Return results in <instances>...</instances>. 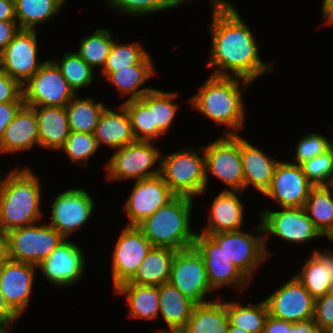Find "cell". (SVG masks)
Segmentation results:
<instances>
[{"label": "cell", "mask_w": 333, "mask_h": 333, "mask_svg": "<svg viewBox=\"0 0 333 333\" xmlns=\"http://www.w3.org/2000/svg\"><path fill=\"white\" fill-rule=\"evenodd\" d=\"M16 20L15 0H0V21Z\"/></svg>", "instance_id": "db71d44e"}, {"label": "cell", "mask_w": 333, "mask_h": 333, "mask_svg": "<svg viewBox=\"0 0 333 333\" xmlns=\"http://www.w3.org/2000/svg\"><path fill=\"white\" fill-rule=\"evenodd\" d=\"M171 9H176L178 6L193 0H165ZM212 9L217 8L224 0H210Z\"/></svg>", "instance_id": "6f0895ef"}, {"label": "cell", "mask_w": 333, "mask_h": 333, "mask_svg": "<svg viewBox=\"0 0 333 333\" xmlns=\"http://www.w3.org/2000/svg\"><path fill=\"white\" fill-rule=\"evenodd\" d=\"M258 216L263 227L264 246L268 258L271 256L267 247L270 235L297 245L323 236L307 215L304 207L281 208V210L265 207L258 212Z\"/></svg>", "instance_id": "30bf717a"}, {"label": "cell", "mask_w": 333, "mask_h": 333, "mask_svg": "<svg viewBox=\"0 0 333 333\" xmlns=\"http://www.w3.org/2000/svg\"><path fill=\"white\" fill-rule=\"evenodd\" d=\"M168 282L195 305L209 302L208 296H213L212 300L219 298L210 286L204 260L194 246L175 253Z\"/></svg>", "instance_id": "8fae6325"}, {"label": "cell", "mask_w": 333, "mask_h": 333, "mask_svg": "<svg viewBox=\"0 0 333 333\" xmlns=\"http://www.w3.org/2000/svg\"><path fill=\"white\" fill-rule=\"evenodd\" d=\"M250 81L237 77L209 75L188 102L215 125L226 127L224 135H237L244 128L246 107L245 91L252 87ZM247 88V89H246Z\"/></svg>", "instance_id": "7a4b0ae2"}, {"label": "cell", "mask_w": 333, "mask_h": 333, "mask_svg": "<svg viewBox=\"0 0 333 333\" xmlns=\"http://www.w3.org/2000/svg\"><path fill=\"white\" fill-rule=\"evenodd\" d=\"M10 260L38 265L66 238L48 223L32 224L7 233Z\"/></svg>", "instance_id": "9c48e42d"}, {"label": "cell", "mask_w": 333, "mask_h": 333, "mask_svg": "<svg viewBox=\"0 0 333 333\" xmlns=\"http://www.w3.org/2000/svg\"><path fill=\"white\" fill-rule=\"evenodd\" d=\"M229 324L248 333H263L269 310L264 299L256 304L244 305L237 301H227Z\"/></svg>", "instance_id": "8d00e7d4"}, {"label": "cell", "mask_w": 333, "mask_h": 333, "mask_svg": "<svg viewBox=\"0 0 333 333\" xmlns=\"http://www.w3.org/2000/svg\"><path fill=\"white\" fill-rule=\"evenodd\" d=\"M152 60V56L148 54L140 63L114 71L104 80L114 86L122 98L128 95L125 101L140 99L154 89L149 86L142 87L157 73Z\"/></svg>", "instance_id": "83f0119b"}, {"label": "cell", "mask_w": 333, "mask_h": 333, "mask_svg": "<svg viewBox=\"0 0 333 333\" xmlns=\"http://www.w3.org/2000/svg\"><path fill=\"white\" fill-rule=\"evenodd\" d=\"M24 102L22 85L11 76L0 70V103Z\"/></svg>", "instance_id": "7dc6e473"}, {"label": "cell", "mask_w": 333, "mask_h": 333, "mask_svg": "<svg viewBox=\"0 0 333 333\" xmlns=\"http://www.w3.org/2000/svg\"><path fill=\"white\" fill-rule=\"evenodd\" d=\"M313 187L301 165L280 160L275 167L271 184L263 195L281 208H301Z\"/></svg>", "instance_id": "ffe728a7"}, {"label": "cell", "mask_w": 333, "mask_h": 333, "mask_svg": "<svg viewBox=\"0 0 333 333\" xmlns=\"http://www.w3.org/2000/svg\"><path fill=\"white\" fill-rule=\"evenodd\" d=\"M304 174L314 187L331 186L333 181V148L301 164Z\"/></svg>", "instance_id": "7bdbcfd3"}, {"label": "cell", "mask_w": 333, "mask_h": 333, "mask_svg": "<svg viewBox=\"0 0 333 333\" xmlns=\"http://www.w3.org/2000/svg\"><path fill=\"white\" fill-rule=\"evenodd\" d=\"M82 247L66 239L37 267L46 281L58 287L77 284L85 273L86 257Z\"/></svg>", "instance_id": "ac0fdd59"}, {"label": "cell", "mask_w": 333, "mask_h": 333, "mask_svg": "<svg viewBox=\"0 0 333 333\" xmlns=\"http://www.w3.org/2000/svg\"><path fill=\"white\" fill-rule=\"evenodd\" d=\"M115 294L124 295L128 306V318L153 321L159 314V292L157 285L123 283L114 289Z\"/></svg>", "instance_id": "f546056e"}, {"label": "cell", "mask_w": 333, "mask_h": 333, "mask_svg": "<svg viewBox=\"0 0 333 333\" xmlns=\"http://www.w3.org/2000/svg\"><path fill=\"white\" fill-rule=\"evenodd\" d=\"M94 134L71 131L64 145L59 149L68 157L71 163L87 168L90 158L99 150Z\"/></svg>", "instance_id": "60d3db41"}, {"label": "cell", "mask_w": 333, "mask_h": 333, "mask_svg": "<svg viewBox=\"0 0 333 333\" xmlns=\"http://www.w3.org/2000/svg\"><path fill=\"white\" fill-rule=\"evenodd\" d=\"M152 247V244L137 226L123 228L112 249L113 290L134 277Z\"/></svg>", "instance_id": "5bb4252c"}, {"label": "cell", "mask_w": 333, "mask_h": 333, "mask_svg": "<svg viewBox=\"0 0 333 333\" xmlns=\"http://www.w3.org/2000/svg\"><path fill=\"white\" fill-rule=\"evenodd\" d=\"M13 327L14 326L0 324V333H13Z\"/></svg>", "instance_id": "91938a15"}, {"label": "cell", "mask_w": 333, "mask_h": 333, "mask_svg": "<svg viewBox=\"0 0 333 333\" xmlns=\"http://www.w3.org/2000/svg\"><path fill=\"white\" fill-rule=\"evenodd\" d=\"M36 146L39 147L37 115L32 107L23 105L0 139V153L13 155Z\"/></svg>", "instance_id": "cb8c5ba5"}, {"label": "cell", "mask_w": 333, "mask_h": 333, "mask_svg": "<svg viewBox=\"0 0 333 333\" xmlns=\"http://www.w3.org/2000/svg\"><path fill=\"white\" fill-rule=\"evenodd\" d=\"M264 300L269 315L280 320L295 323L312 319L314 316L315 298L294 274Z\"/></svg>", "instance_id": "d6986e66"}, {"label": "cell", "mask_w": 333, "mask_h": 333, "mask_svg": "<svg viewBox=\"0 0 333 333\" xmlns=\"http://www.w3.org/2000/svg\"><path fill=\"white\" fill-rule=\"evenodd\" d=\"M240 155L244 172V192L252 187L261 195L264 194L271 184L275 167L280 160L266 154L263 149L257 148L242 135Z\"/></svg>", "instance_id": "603a6c76"}, {"label": "cell", "mask_w": 333, "mask_h": 333, "mask_svg": "<svg viewBox=\"0 0 333 333\" xmlns=\"http://www.w3.org/2000/svg\"><path fill=\"white\" fill-rule=\"evenodd\" d=\"M211 11L212 21L208 25L211 47L206 63L212 71L210 75L237 77L254 83L275 70L272 63L261 59L258 38L253 35L237 6L224 0Z\"/></svg>", "instance_id": "6da1fadb"}, {"label": "cell", "mask_w": 333, "mask_h": 333, "mask_svg": "<svg viewBox=\"0 0 333 333\" xmlns=\"http://www.w3.org/2000/svg\"><path fill=\"white\" fill-rule=\"evenodd\" d=\"M37 265L8 259L0 266V291L9 307L23 316L34 292Z\"/></svg>", "instance_id": "44dd1931"}, {"label": "cell", "mask_w": 333, "mask_h": 333, "mask_svg": "<svg viewBox=\"0 0 333 333\" xmlns=\"http://www.w3.org/2000/svg\"><path fill=\"white\" fill-rule=\"evenodd\" d=\"M133 185L123 205L129 220L126 226H138L176 196L160 174L135 181Z\"/></svg>", "instance_id": "e0dca14e"}, {"label": "cell", "mask_w": 333, "mask_h": 333, "mask_svg": "<svg viewBox=\"0 0 333 333\" xmlns=\"http://www.w3.org/2000/svg\"><path fill=\"white\" fill-rule=\"evenodd\" d=\"M117 109L106 107L93 133L99 147L105 145L113 151L136 141L127 110L122 104Z\"/></svg>", "instance_id": "484cf974"}, {"label": "cell", "mask_w": 333, "mask_h": 333, "mask_svg": "<svg viewBox=\"0 0 333 333\" xmlns=\"http://www.w3.org/2000/svg\"><path fill=\"white\" fill-rule=\"evenodd\" d=\"M304 209L323 237L333 231V188L318 186L310 190Z\"/></svg>", "instance_id": "d590c367"}, {"label": "cell", "mask_w": 333, "mask_h": 333, "mask_svg": "<svg viewBox=\"0 0 333 333\" xmlns=\"http://www.w3.org/2000/svg\"><path fill=\"white\" fill-rule=\"evenodd\" d=\"M20 317L9 307L0 291V324L12 326Z\"/></svg>", "instance_id": "816d5d0a"}, {"label": "cell", "mask_w": 333, "mask_h": 333, "mask_svg": "<svg viewBox=\"0 0 333 333\" xmlns=\"http://www.w3.org/2000/svg\"><path fill=\"white\" fill-rule=\"evenodd\" d=\"M159 314L166 327L158 329V333H179L190 319L195 304L169 282L158 285Z\"/></svg>", "instance_id": "4316f807"}, {"label": "cell", "mask_w": 333, "mask_h": 333, "mask_svg": "<svg viewBox=\"0 0 333 333\" xmlns=\"http://www.w3.org/2000/svg\"><path fill=\"white\" fill-rule=\"evenodd\" d=\"M203 146L205 154L206 190L209 186V175L216 177L227 188L221 190L243 191L244 172L240 155V134H222L212 143Z\"/></svg>", "instance_id": "ba28073f"}, {"label": "cell", "mask_w": 333, "mask_h": 333, "mask_svg": "<svg viewBox=\"0 0 333 333\" xmlns=\"http://www.w3.org/2000/svg\"><path fill=\"white\" fill-rule=\"evenodd\" d=\"M332 147L329 138L321 133H307L298 141L295 147V157L292 161L294 164L301 165L311 158L321 155Z\"/></svg>", "instance_id": "f6af8a7d"}, {"label": "cell", "mask_w": 333, "mask_h": 333, "mask_svg": "<svg viewBox=\"0 0 333 333\" xmlns=\"http://www.w3.org/2000/svg\"><path fill=\"white\" fill-rule=\"evenodd\" d=\"M288 333H323V332L321 331L320 327L315 322V320L312 318L306 321L293 323Z\"/></svg>", "instance_id": "f5cc1de1"}, {"label": "cell", "mask_w": 333, "mask_h": 333, "mask_svg": "<svg viewBox=\"0 0 333 333\" xmlns=\"http://www.w3.org/2000/svg\"><path fill=\"white\" fill-rule=\"evenodd\" d=\"M85 188L74 187L59 192L50 203V226L69 239L87 224L95 212V198Z\"/></svg>", "instance_id": "4fadbf2b"}, {"label": "cell", "mask_w": 333, "mask_h": 333, "mask_svg": "<svg viewBox=\"0 0 333 333\" xmlns=\"http://www.w3.org/2000/svg\"><path fill=\"white\" fill-rule=\"evenodd\" d=\"M67 0H15V15L21 30H37L59 14ZM37 26V27H36Z\"/></svg>", "instance_id": "836d02e7"}, {"label": "cell", "mask_w": 333, "mask_h": 333, "mask_svg": "<svg viewBox=\"0 0 333 333\" xmlns=\"http://www.w3.org/2000/svg\"><path fill=\"white\" fill-rule=\"evenodd\" d=\"M104 2L116 13L134 18L171 9L165 0H105Z\"/></svg>", "instance_id": "ee69618b"}, {"label": "cell", "mask_w": 333, "mask_h": 333, "mask_svg": "<svg viewBox=\"0 0 333 333\" xmlns=\"http://www.w3.org/2000/svg\"><path fill=\"white\" fill-rule=\"evenodd\" d=\"M194 202L188 196H175L137 227L153 247H168L176 251L190 248L198 233L190 225Z\"/></svg>", "instance_id": "277c9868"}, {"label": "cell", "mask_w": 333, "mask_h": 333, "mask_svg": "<svg viewBox=\"0 0 333 333\" xmlns=\"http://www.w3.org/2000/svg\"><path fill=\"white\" fill-rule=\"evenodd\" d=\"M0 170V229L3 232L40 223L42 183L28 167L13 168L3 178Z\"/></svg>", "instance_id": "3957f363"}, {"label": "cell", "mask_w": 333, "mask_h": 333, "mask_svg": "<svg viewBox=\"0 0 333 333\" xmlns=\"http://www.w3.org/2000/svg\"><path fill=\"white\" fill-rule=\"evenodd\" d=\"M295 274L315 298L333 291V250H313Z\"/></svg>", "instance_id": "d4e9b609"}, {"label": "cell", "mask_w": 333, "mask_h": 333, "mask_svg": "<svg viewBox=\"0 0 333 333\" xmlns=\"http://www.w3.org/2000/svg\"><path fill=\"white\" fill-rule=\"evenodd\" d=\"M332 0H322L321 11L331 2Z\"/></svg>", "instance_id": "94428289"}, {"label": "cell", "mask_w": 333, "mask_h": 333, "mask_svg": "<svg viewBox=\"0 0 333 333\" xmlns=\"http://www.w3.org/2000/svg\"><path fill=\"white\" fill-rule=\"evenodd\" d=\"M60 69L69 87L78 94L84 87L95 81V70L90 67L75 51L66 52L61 59L50 58Z\"/></svg>", "instance_id": "f35d334b"}, {"label": "cell", "mask_w": 333, "mask_h": 333, "mask_svg": "<svg viewBox=\"0 0 333 333\" xmlns=\"http://www.w3.org/2000/svg\"><path fill=\"white\" fill-rule=\"evenodd\" d=\"M228 326L227 302L219 297L195 305L190 319L179 333H227Z\"/></svg>", "instance_id": "4dcf8cb0"}, {"label": "cell", "mask_w": 333, "mask_h": 333, "mask_svg": "<svg viewBox=\"0 0 333 333\" xmlns=\"http://www.w3.org/2000/svg\"><path fill=\"white\" fill-rule=\"evenodd\" d=\"M313 319L322 332L333 326V291L315 299Z\"/></svg>", "instance_id": "bcb514c9"}, {"label": "cell", "mask_w": 333, "mask_h": 333, "mask_svg": "<svg viewBox=\"0 0 333 333\" xmlns=\"http://www.w3.org/2000/svg\"><path fill=\"white\" fill-rule=\"evenodd\" d=\"M9 259L8 240L6 232L0 229V266Z\"/></svg>", "instance_id": "11a10c76"}, {"label": "cell", "mask_w": 333, "mask_h": 333, "mask_svg": "<svg viewBox=\"0 0 333 333\" xmlns=\"http://www.w3.org/2000/svg\"><path fill=\"white\" fill-rule=\"evenodd\" d=\"M242 194L243 191L221 190L212 200L207 214V224L200 232L222 233L241 230L245 220Z\"/></svg>", "instance_id": "7402d4cb"}, {"label": "cell", "mask_w": 333, "mask_h": 333, "mask_svg": "<svg viewBox=\"0 0 333 333\" xmlns=\"http://www.w3.org/2000/svg\"><path fill=\"white\" fill-rule=\"evenodd\" d=\"M256 226L251 232H245L242 228L230 232L204 233L221 248L227 258L250 282L259 266L268 259L261 222L259 221Z\"/></svg>", "instance_id": "52a82bcc"}, {"label": "cell", "mask_w": 333, "mask_h": 333, "mask_svg": "<svg viewBox=\"0 0 333 333\" xmlns=\"http://www.w3.org/2000/svg\"><path fill=\"white\" fill-rule=\"evenodd\" d=\"M127 110L136 140L153 141L152 111L140 100L122 101Z\"/></svg>", "instance_id": "b9f144b4"}, {"label": "cell", "mask_w": 333, "mask_h": 333, "mask_svg": "<svg viewBox=\"0 0 333 333\" xmlns=\"http://www.w3.org/2000/svg\"><path fill=\"white\" fill-rule=\"evenodd\" d=\"M146 48L142 44L135 43H119L114 40L107 61L103 69L99 72L102 78L105 79L110 73L118 71L123 68H129V66L140 63L148 54Z\"/></svg>", "instance_id": "ab89813d"}, {"label": "cell", "mask_w": 333, "mask_h": 333, "mask_svg": "<svg viewBox=\"0 0 333 333\" xmlns=\"http://www.w3.org/2000/svg\"><path fill=\"white\" fill-rule=\"evenodd\" d=\"M176 252L168 247H152L134 277L126 283L157 286L167 283Z\"/></svg>", "instance_id": "d6a6232c"}, {"label": "cell", "mask_w": 333, "mask_h": 333, "mask_svg": "<svg viewBox=\"0 0 333 333\" xmlns=\"http://www.w3.org/2000/svg\"><path fill=\"white\" fill-rule=\"evenodd\" d=\"M76 94L65 107L70 131L93 134L101 113L107 107L92 97H78Z\"/></svg>", "instance_id": "e575fe53"}, {"label": "cell", "mask_w": 333, "mask_h": 333, "mask_svg": "<svg viewBox=\"0 0 333 333\" xmlns=\"http://www.w3.org/2000/svg\"><path fill=\"white\" fill-rule=\"evenodd\" d=\"M193 246L204 260L207 277L214 292L223 287L236 289L239 293L245 292L244 289L251 282L207 234L197 233Z\"/></svg>", "instance_id": "2e32d148"}, {"label": "cell", "mask_w": 333, "mask_h": 333, "mask_svg": "<svg viewBox=\"0 0 333 333\" xmlns=\"http://www.w3.org/2000/svg\"><path fill=\"white\" fill-rule=\"evenodd\" d=\"M161 154L155 141L136 140L114 150L104 165L105 178L121 182L157 176L160 174Z\"/></svg>", "instance_id": "8992f818"}, {"label": "cell", "mask_w": 333, "mask_h": 333, "mask_svg": "<svg viewBox=\"0 0 333 333\" xmlns=\"http://www.w3.org/2000/svg\"><path fill=\"white\" fill-rule=\"evenodd\" d=\"M323 333H333V326L329 327L328 329L324 330Z\"/></svg>", "instance_id": "6125c7cd"}, {"label": "cell", "mask_w": 333, "mask_h": 333, "mask_svg": "<svg viewBox=\"0 0 333 333\" xmlns=\"http://www.w3.org/2000/svg\"><path fill=\"white\" fill-rule=\"evenodd\" d=\"M331 144H332V148H333V129H332V141H331Z\"/></svg>", "instance_id": "e7e4bbea"}, {"label": "cell", "mask_w": 333, "mask_h": 333, "mask_svg": "<svg viewBox=\"0 0 333 333\" xmlns=\"http://www.w3.org/2000/svg\"><path fill=\"white\" fill-rule=\"evenodd\" d=\"M327 239L333 242V231L327 236Z\"/></svg>", "instance_id": "be15d7a7"}, {"label": "cell", "mask_w": 333, "mask_h": 333, "mask_svg": "<svg viewBox=\"0 0 333 333\" xmlns=\"http://www.w3.org/2000/svg\"><path fill=\"white\" fill-rule=\"evenodd\" d=\"M37 30H19L0 53V70L23 85L46 62L38 59Z\"/></svg>", "instance_id": "9a60e30c"}, {"label": "cell", "mask_w": 333, "mask_h": 333, "mask_svg": "<svg viewBox=\"0 0 333 333\" xmlns=\"http://www.w3.org/2000/svg\"><path fill=\"white\" fill-rule=\"evenodd\" d=\"M199 151L187 147L170 154H161L160 175L176 196L194 199L208 191L203 146Z\"/></svg>", "instance_id": "5b68a950"}, {"label": "cell", "mask_w": 333, "mask_h": 333, "mask_svg": "<svg viewBox=\"0 0 333 333\" xmlns=\"http://www.w3.org/2000/svg\"><path fill=\"white\" fill-rule=\"evenodd\" d=\"M178 97L176 91L166 92L158 88L147 92L140 100L152 111L153 118V141L157 142L160 137L169 132L174 124L179 106L174 102Z\"/></svg>", "instance_id": "1f68e13d"}, {"label": "cell", "mask_w": 333, "mask_h": 333, "mask_svg": "<svg viewBox=\"0 0 333 333\" xmlns=\"http://www.w3.org/2000/svg\"><path fill=\"white\" fill-rule=\"evenodd\" d=\"M227 333H248L242 328L235 327L229 324Z\"/></svg>", "instance_id": "680465c9"}, {"label": "cell", "mask_w": 333, "mask_h": 333, "mask_svg": "<svg viewBox=\"0 0 333 333\" xmlns=\"http://www.w3.org/2000/svg\"><path fill=\"white\" fill-rule=\"evenodd\" d=\"M37 115L39 148L58 151L70 134L65 107H32Z\"/></svg>", "instance_id": "f1b7e54d"}, {"label": "cell", "mask_w": 333, "mask_h": 333, "mask_svg": "<svg viewBox=\"0 0 333 333\" xmlns=\"http://www.w3.org/2000/svg\"><path fill=\"white\" fill-rule=\"evenodd\" d=\"M114 40L111 30L97 28L92 34L81 38L75 52L94 70L97 67L96 69L101 71Z\"/></svg>", "instance_id": "74e56055"}, {"label": "cell", "mask_w": 333, "mask_h": 333, "mask_svg": "<svg viewBox=\"0 0 333 333\" xmlns=\"http://www.w3.org/2000/svg\"><path fill=\"white\" fill-rule=\"evenodd\" d=\"M292 322L280 320L268 315L265 321L263 333H288Z\"/></svg>", "instance_id": "f907efd6"}, {"label": "cell", "mask_w": 333, "mask_h": 333, "mask_svg": "<svg viewBox=\"0 0 333 333\" xmlns=\"http://www.w3.org/2000/svg\"><path fill=\"white\" fill-rule=\"evenodd\" d=\"M75 95L51 59L22 85L24 105L29 107H66Z\"/></svg>", "instance_id": "7c38bea8"}, {"label": "cell", "mask_w": 333, "mask_h": 333, "mask_svg": "<svg viewBox=\"0 0 333 333\" xmlns=\"http://www.w3.org/2000/svg\"><path fill=\"white\" fill-rule=\"evenodd\" d=\"M19 30L16 20L0 21V53L13 40Z\"/></svg>", "instance_id": "681fc988"}, {"label": "cell", "mask_w": 333, "mask_h": 333, "mask_svg": "<svg viewBox=\"0 0 333 333\" xmlns=\"http://www.w3.org/2000/svg\"><path fill=\"white\" fill-rule=\"evenodd\" d=\"M24 102L0 103V139L3 137L6 127L13 121L14 116Z\"/></svg>", "instance_id": "c3c4849f"}, {"label": "cell", "mask_w": 333, "mask_h": 333, "mask_svg": "<svg viewBox=\"0 0 333 333\" xmlns=\"http://www.w3.org/2000/svg\"><path fill=\"white\" fill-rule=\"evenodd\" d=\"M321 19L323 27L333 25V0L321 11Z\"/></svg>", "instance_id": "9f6ffc18"}]
</instances>
